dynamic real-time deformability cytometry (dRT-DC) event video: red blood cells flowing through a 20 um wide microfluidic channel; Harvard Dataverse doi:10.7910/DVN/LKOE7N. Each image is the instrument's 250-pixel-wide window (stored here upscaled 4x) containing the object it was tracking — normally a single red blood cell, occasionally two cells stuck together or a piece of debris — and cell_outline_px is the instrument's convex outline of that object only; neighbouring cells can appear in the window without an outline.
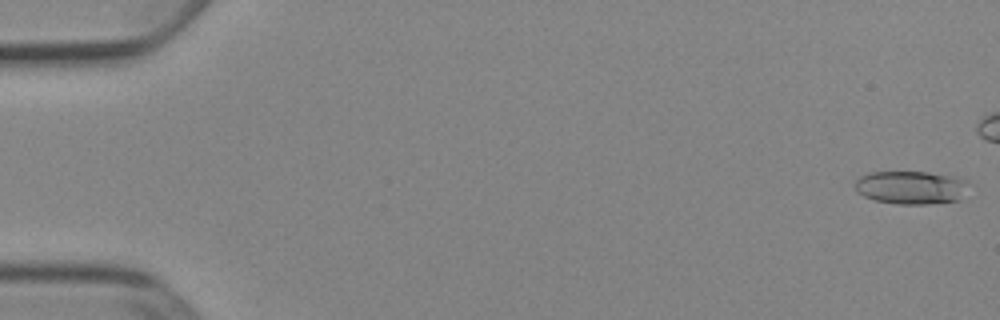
{"species": "Egyptian fruit bat (a non-hibernating species)", "species_latin": "Rousettus aegyptiacus", "temperature_condition": "cold", "stored_images_in_passage": 46, "camera_frame_rate_fps": 3000, "um_per_image_px": 0.085, "animal": {"sex": "female"}, "frame": {"image": 1, "passage_image": 1, "time_ms": 0.0, "image_size_px": [1000, 320], "cell_outline_px": [[968, 180], [960, 200], [928, 204], [896, 204], [876, 200], [864, 196], [856, 192], [856, 180], [860, 176], [872, 172], [928, 172], [956, 176]], "centroid_in_image_um": [77.44, 15.93], "position_along_channel_um": 7.6, "area_um2": 21.96}}
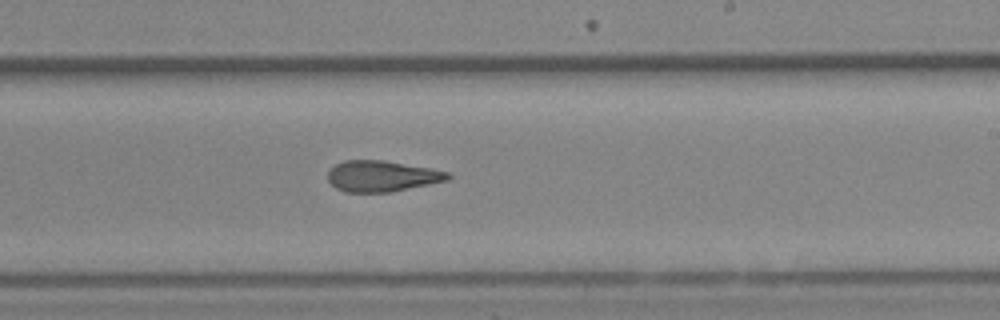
{"frame": {"image": 2, "passage_image": 32, "time_ms": 10.333, "image_size_px": [1000, 320], "cell_outline_px": [[452, 176], [448, 180], [392, 192], [344, 192], [336, 188], [328, 180], [328, 172], [336, 164], [344, 160], [384, 160], [428, 168], [448, 172]], "centroid_in_image_um": [32.45, 14.97], "position_along_channel_um": 256.6, "area_um2": 21.56}}
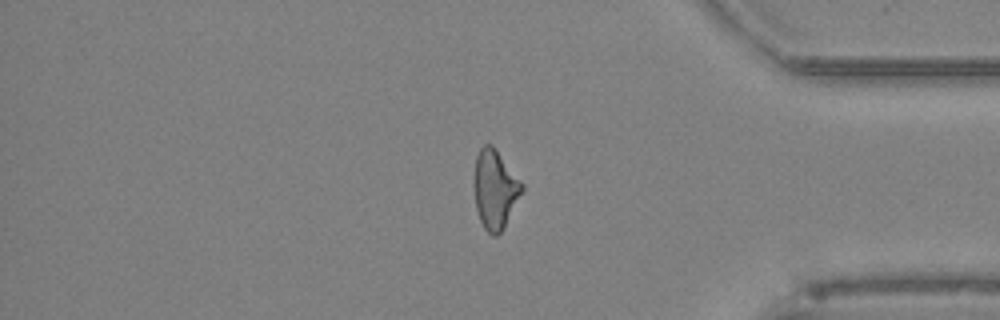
{"frame": {"image": 3, "passage_image": 44, "time_ms": 14.333, "image_size_px": [1000, 320], "cell_outline_px": [[524, 188], [500, 232], [496, 236], [492, 236], [484, 228], [480, 220], [476, 208], [472, 184], [472, 180], [476, 156], [480, 148], [484, 144], [492, 144], [524, 184]], "centroid_in_image_um": [42.03, 16.05], "position_along_channel_um": 393.2, "area_um2": 22.02}, "authors_computed_cell_mechanics": {"area_um2": 22.1952, "velocity_mm_per_s": 3.9196, "shape_relaxation_time_tau1_ms": 10.8444, "shape_relaxation_time_tau2_ms": 3.8759, "deformation_change_tau1": 0.2492, "deformation_change_tau2": 0.1324}}